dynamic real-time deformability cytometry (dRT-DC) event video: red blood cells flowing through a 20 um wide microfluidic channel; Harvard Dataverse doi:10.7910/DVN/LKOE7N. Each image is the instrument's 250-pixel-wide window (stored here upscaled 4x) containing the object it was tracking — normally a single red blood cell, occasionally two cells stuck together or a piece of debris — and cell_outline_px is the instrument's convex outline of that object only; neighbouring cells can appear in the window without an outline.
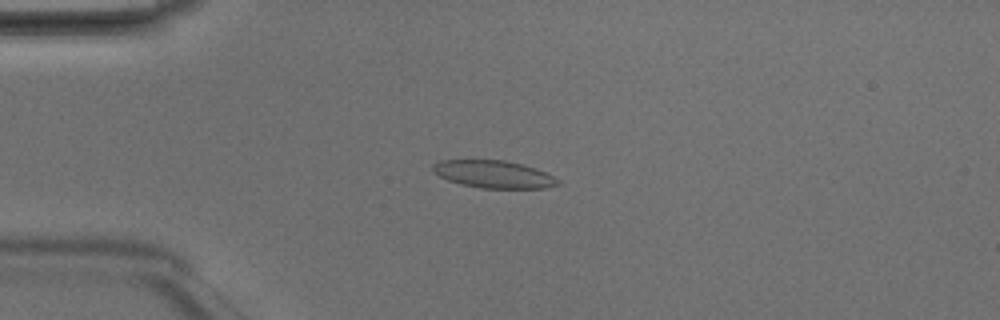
{"species": "Egyptian fruit bat (a non-hibernating species)", "species_latin": "Rousettus aegyptiacus", "temperature_condition": "room temperature", "stored_images_in_passage": 7, "camera_frame_rate_fps": 3000, "um_per_image_px": 0.085, "animal": {"sex": "male"}, "frame": {"image": 1, "passage_image": 4, "time_ms": 1.0, "image_size_px": [1000, 320], "cell_outline_px": [[560, 184], [544, 188], [480, 188], [460, 184], [448, 180], [432, 172], [432, 164], [440, 160], [504, 160], [536, 168], [560, 180]], "centroid_in_image_um": [41.93, 14.81], "position_along_channel_um": 43.1, "area_um2": 20.0}}
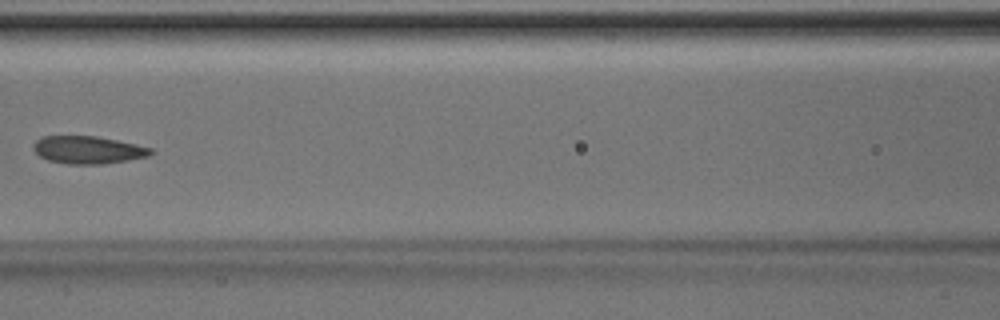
{"frame": {"image": 2, "passage_image": 7, "time_ms": 2.0, "image_size_px": [1000, 320], "cell_outline_px": [[152, 152], [148, 156], [128, 160], [100, 164], [68, 164], [48, 160], [40, 156], [32, 148], [32, 144], [36, 140], [44, 136], [96, 136], [136, 144], [152, 148]], "centroid_in_image_um": [7.45, 12.74], "position_along_channel_um": 159.1, "area_um2": 18.79}}